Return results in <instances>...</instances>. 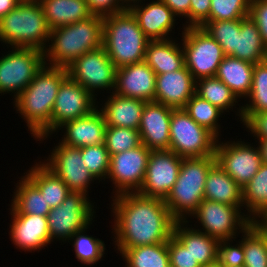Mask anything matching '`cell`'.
<instances>
[{
  "instance_id": "obj_34",
  "label": "cell",
  "mask_w": 267,
  "mask_h": 267,
  "mask_svg": "<svg viewBox=\"0 0 267 267\" xmlns=\"http://www.w3.org/2000/svg\"><path fill=\"white\" fill-rule=\"evenodd\" d=\"M114 249L125 262L124 267H170L168 243Z\"/></svg>"
},
{
  "instance_id": "obj_37",
  "label": "cell",
  "mask_w": 267,
  "mask_h": 267,
  "mask_svg": "<svg viewBox=\"0 0 267 267\" xmlns=\"http://www.w3.org/2000/svg\"><path fill=\"white\" fill-rule=\"evenodd\" d=\"M245 214L252 220L267 208V164L242 188ZM247 211V212H246Z\"/></svg>"
},
{
  "instance_id": "obj_18",
  "label": "cell",
  "mask_w": 267,
  "mask_h": 267,
  "mask_svg": "<svg viewBox=\"0 0 267 267\" xmlns=\"http://www.w3.org/2000/svg\"><path fill=\"white\" fill-rule=\"evenodd\" d=\"M9 213L11 216V223L8 226L9 239L15 245V249L25 253H35L53 244L50 241L46 216L13 214L11 211Z\"/></svg>"
},
{
  "instance_id": "obj_22",
  "label": "cell",
  "mask_w": 267,
  "mask_h": 267,
  "mask_svg": "<svg viewBox=\"0 0 267 267\" xmlns=\"http://www.w3.org/2000/svg\"><path fill=\"white\" fill-rule=\"evenodd\" d=\"M156 74L143 61L117 68L114 93L143 101H154Z\"/></svg>"
},
{
  "instance_id": "obj_48",
  "label": "cell",
  "mask_w": 267,
  "mask_h": 267,
  "mask_svg": "<svg viewBox=\"0 0 267 267\" xmlns=\"http://www.w3.org/2000/svg\"><path fill=\"white\" fill-rule=\"evenodd\" d=\"M92 15L102 18L126 10L119 0H86Z\"/></svg>"
},
{
  "instance_id": "obj_39",
  "label": "cell",
  "mask_w": 267,
  "mask_h": 267,
  "mask_svg": "<svg viewBox=\"0 0 267 267\" xmlns=\"http://www.w3.org/2000/svg\"><path fill=\"white\" fill-rule=\"evenodd\" d=\"M244 267H267V241L252 223L243 231Z\"/></svg>"
},
{
  "instance_id": "obj_50",
  "label": "cell",
  "mask_w": 267,
  "mask_h": 267,
  "mask_svg": "<svg viewBox=\"0 0 267 267\" xmlns=\"http://www.w3.org/2000/svg\"><path fill=\"white\" fill-rule=\"evenodd\" d=\"M166 6L174 13L179 19L185 21L181 27H190V4L191 0H162Z\"/></svg>"
},
{
  "instance_id": "obj_7",
  "label": "cell",
  "mask_w": 267,
  "mask_h": 267,
  "mask_svg": "<svg viewBox=\"0 0 267 267\" xmlns=\"http://www.w3.org/2000/svg\"><path fill=\"white\" fill-rule=\"evenodd\" d=\"M194 218L197 221L193 220ZM189 219L195 222L193 228L218 241L238 238L252 221L241 206H230L205 199Z\"/></svg>"
},
{
  "instance_id": "obj_36",
  "label": "cell",
  "mask_w": 267,
  "mask_h": 267,
  "mask_svg": "<svg viewBox=\"0 0 267 267\" xmlns=\"http://www.w3.org/2000/svg\"><path fill=\"white\" fill-rule=\"evenodd\" d=\"M183 109L197 124L205 127L217 139L223 138L220 132L224 133V130L221 128L220 120L226 113L218 107L194 94Z\"/></svg>"
},
{
  "instance_id": "obj_29",
  "label": "cell",
  "mask_w": 267,
  "mask_h": 267,
  "mask_svg": "<svg viewBox=\"0 0 267 267\" xmlns=\"http://www.w3.org/2000/svg\"><path fill=\"white\" fill-rule=\"evenodd\" d=\"M39 3L50 30L92 16L86 0H39Z\"/></svg>"
},
{
  "instance_id": "obj_4",
  "label": "cell",
  "mask_w": 267,
  "mask_h": 267,
  "mask_svg": "<svg viewBox=\"0 0 267 267\" xmlns=\"http://www.w3.org/2000/svg\"><path fill=\"white\" fill-rule=\"evenodd\" d=\"M149 41L130 10L103 18L102 47L116 68L143 62Z\"/></svg>"
},
{
  "instance_id": "obj_40",
  "label": "cell",
  "mask_w": 267,
  "mask_h": 267,
  "mask_svg": "<svg viewBox=\"0 0 267 267\" xmlns=\"http://www.w3.org/2000/svg\"><path fill=\"white\" fill-rule=\"evenodd\" d=\"M202 27L222 47L225 56L235 51L236 33H240L241 19L204 22Z\"/></svg>"
},
{
  "instance_id": "obj_2",
  "label": "cell",
  "mask_w": 267,
  "mask_h": 267,
  "mask_svg": "<svg viewBox=\"0 0 267 267\" xmlns=\"http://www.w3.org/2000/svg\"><path fill=\"white\" fill-rule=\"evenodd\" d=\"M68 77L67 68L44 64L30 84L12 101L31 137L50 135L52 109L61 83Z\"/></svg>"
},
{
  "instance_id": "obj_14",
  "label": "cell",
  "mask_w": 267,
  "mask_h": 267,
  "mask_svg": "<svg viewBox=\"0 0 267 267\" xmlns=\"http://www.w3.org/2000/svg\"><path fill=\"white\" fill-rule=\"evenodd\" d=\"M48 157L40 161L55 175L65 182L72 192H82L89 196L92 183H99L84 165L81 148L64 145L60 141L54 143ZM47 158V159H46ZM91 185V187H90Z\"/></svg>"
},
{
  "instance_id": "obj_17",
  "label": "cell",
  "mask_w": 267,
  "mask_h": 267,
  "mask_svg": "<svg viewBox=\"0 0 267 267\" xmlns=\"http://www.w3.org/2000/svg\"><path fill=\"white\" fill-rule=\"evenodd\" d=\"M182 158L172 150H151L138 194L165 200L177 181Z\"/></svg>"
},
{
  "instance_id": "obj_45",
  "label": "cell",
  "mask_w": 267,
  "mask_h": 267,
  "mask_svg": "<svg viewBox=\"0 0 267 267\" xmlns=\"http://www.w3.org/2000/svg\"><path fill=\"white\" fill-rule=\"evenodd\" d=\"M170 267H202L174 235L168 241Z\"/></svg>"
},
{
  "instance_id": "obj_30",
  "label": "cell",
  "mask_w": 267,
  "mask_h": 267,
  "mask_svg": "<svg viewBox=\"0 0 267 267\" xmlns=\"http://www.w3.org/2000/svg\"><path fill=\"white\" fill-rule=\"evenodd\" d=\"M14 184L9 209L13 214L48 216L50 208L38 187L24 174Z\"/></svg>"
},
{
  "instance_id": "obj_44",
  "label": "cell",
  "mask_w": 267,
  "mask_h": 267,
  "mask_svg": "<svg viewBox=\"0 0 267 267\" xmlns=\"http://www.w3.org/2000/svg\"><path fill=\"white\" fill-rule=\"evenodd\" d=\"M239 238L238 240L234 238L219 241L217 254L218 267L244 266L243 232Z\"/></svg>"
},
{
  "instance_id": "obj_35",
  "label": "cell",
  "mask_w": 267,
  "mask_h": 267,
  "mask_svg": "<svg viewBox=\"0 0 267 267\" xmlns=\"http://www.w3.org/2000/svg\"><path fill=\"white\" fill-rule=\"evenodd\" d=\"M92 224L93 222L84 229L77 231L68 241L73 246L77 261L83 266L89 265V267L97 264L107 255L105 254L107 249L105 242L96 236L89 235Z\"/></svg>"
},
{
  "instance_id": "obj_53",
  "label": "cell",
  "mask_w": 267,
  "mask_h": 267,
  "mask_svg": "<svg viewBox=\"0 0 267 267\" xmlns=\"http://www.w3.org/2000/svg\"><path fill=\"white\" fill-rule=\"evenodd\" d=\"M253 142H256L260 149L262 163L267 164V139Z\"/></svg>"
},
{
  "instance_id": "obj_31",
  "label": "cell",
  "mask_w": 267,
  "mask_h": 267,
  "mask_svg": "<svg viewBox=\"0 0 267 267\" xmlns=\"http://www.w3.org/2000/svg\"><path fill=\"white\" fill-rule=\"evenodd\" d=\"M231 56L254 65L263 62L267 56L260 30L250 16L241 19L240 33H236L235 51Z\"/></svg>"
},
{
  "instance_id": "obj_5",
  "label": "cell",
  "mask_w": 267,
  "mask_h": 267,
  "mask_svg": "<svg viewBox=\"0 0 267 267\" xmlns=\"http://www.w3.org/2000/svg\"><path fill=\"white\" fill-rule=\"evenodd\" d=\"M216 164L215 156L182 158L177 181L164 200L176 221H189L204 199L209 170Z\"/></svg>"
},
{
  "instance_id": "obj_26",
  "label": "cell",
  "mask_w": 267,
  "mask_h": 267,
  "mask_svg": "<svg viewBox=\"0 0 267 267\" xmlns=\"http://www.w3.org/2000/svg\"><path fill=\"white\" fill-rule=\"evenodd\" d=\"M144 62L156 75L182 69L185 66V55L180 37L149 41Z\"/></svg>"
},
{
  "instance_id": "obj_32",
  "label": "cell",
  "mask_w": 267,
  "mask_h": 267,
  "mask_svg": "<svg viewBox=\"0 0 267 267\" xmlns=\"http://www.w3.org/2000/svg\"><path fill=\"white\" fill-rule=\"evenodd\" d=\"M195 94L218 107L224 113L234 112L235 120L241 122L242 103L232 93L231 89L216 77L201 78L196 81ZM237 103V104H236ZM238 105V107H237ZM230 110V111H229Z\"/></svg>"
},
{
  "instance_id": "obj_55",
  "label": "cell",
  "mask_w": 267,
  "mask_h": 267,
  "mask_svg": "<svg viewBox=\"0 0 267 267\" xmlns=\"http://www.w3.org/2000/svg\"><path fill=\"white\" fill-rule=\"evenodd\" d=\"M18 4H24V3H34L39 0H15Z\"/></svg>"
},
{
  "instance_id": "obj_33",
  "label": "cell",
  "mask_w": 267,
  "mask_h": 267,
  "mask_svg": "<svg viewBox=\"0 0 267 267\" xmlns=\"http://www.w3.org/2000/svg\"><path fill=\"white\" fill-rule=\"evenodd\" d=\"M38 160L24 174L38 187L49 208H56L65 200L70 190L63 180Z\"/></svg>"
},
{
  "instance_id": "obj_42",
  "label": "cell",
  "mask_w": 267,
  "mask_h": 267,
  "mask_svg": "<svg viewBox=\"0 0 267 267\" xmlns=\"http://www.w3.org/2000/svg\"><path fill=\"white\" fill-rule=\"evenodd\" d=\"M81 155L84 165L93 177L99 183L105 182L110 169V155L105 144L82 147Z\"/></svg>"
},
{
  "instance_id": "obj_41",
  "label": "cell",
  "mask_w": 267,
  "mask_h": 267,
  "mask_svg": "<svg viewBox=\"0 0 267 267\" xmlns=\"http://www.w3.org/2000/svg\"><path fill=\"white\" fill-rule=\"evenodd\" d=\"M109 155L131 150L142 144L138 130L126 127L107 126L104 140Z\"/></svg>"
},
{
  "instance_id": "obj_11",
  "label": "cell",
  "mask_w": 267,
  "mask_h": 267,
  "mask_svg": "<svg viewBox=\"0 0 267 267\" xmlns=\"http://www.w3.org/2000/svg\"><path fill=\"white\" fill-rule=\"evenodd\" d=\"M181 45L185 67L197 81L215 77L218 66L225 57L222 47L202 27H182Z\"/></svg>"
},
{
  "instance_id": "obj_54",
  "label": "cell",
  "mask_w": 267,
  "mask_h": 267,
  "mask_svg": "<svg viewBox=\"0 0 267 267\" xmlns=\"http://www.w3.org/2000/svg\"><path fill=\"white\" fill-rule=\"evenodd\" d=\"M120 4L127 10H129L133 5L139 4L144 0H119Z\"/></svg>"
},
{
  "instance_id": "obj_28",
  "label": "cell",
  "mask_w": 267,
  "mask_h": 267,
  "mask_svg": "<svg viewBox=\"0 0 267 267\" xmlns=\"http://www.w3.org/2000/svg\"><path fill=\"white\" fill-rule=\"evenodd\" d=\"M204 199L244 209L242 188L217 163L207 175Z\"/></svg>"
},
{
  "instance_id": "obj_8",
  "label": "cell",
  "mask_w": 267,
  "mask_h": 267,
  "mask_svg": "<svg viewBox=\"0 0 267 267\" xmlns=\"http://www.w3.org/2000/svg\"><path fill=\"white\" fill-rule=\"evenodd\" d=\"M89 196L82 192H72L47 216L50 241L66 244L77 232L95 221L96 209ZM94 219V220H93Z\"/></svg>"
},
{
  "instance_id": "obj_16",
  "label": "cell",
  "mask_w": 267,
  "mask_h": 267,
  "mask_svg": "<svg viewBox=\"0 0 267 267\" xmlns=\"http://www.w3.org/2000/svg\"><path fill=\"white\" fill-rule=\"evenodd\" d=\"M97 99L69 76L61 83L51 114L50 135L35 142L43 144L67 121L89 115L97 108ZM41 141V142H40Z\"/></svg>"
},
{
  "instance_id": "obj_38",
  "label": "cell",
  "mask_w": 267,
  "mask_h": 267,
  "mask_svg": "<svg viewBox=\"0 0 267 267\" xmlns=\"http://www.w3.org/2000/svg\"><path fill=\"white\" fill-rule=\"evenodd\" d=\"M242 102V114L267 112V63L254 65L250 94Z\"/></svg>"
},
{
  "instance_id": "obj_52",
  "label": "cell",
  "mask_w": 267,
  "mask_h": 267,
  "mask_svg": "<svg viewBox=\"0 0 267 267\" xmlns=\"http://www.w3.org/2000/svg\"><path fill=\"white\" fill-rule=\"evenodd\" d=\"M15 0H0V20L17 6Z\"/></svg>"
},
{
  "instance_id": "obj_3",
  "label": "cell",
  "mask_w": 267,
  "mask_h": 267,
  "mask_svg": "<svg viewBox=\"0 0 267 267\" xmlns=\"http://www.w3.org/2000/svg\"><path fill=\"white\" fill-rule=\"evenodd\" d=\"M103 38V18L88 19L51 30L44 50V63L67 68L83 54L100 49Z\"/></svg>"
},
{
  "instance_id": "obj_43",
  "label": "cell",
  "mask_w": 267,
  "mask_h": 267,
  "mask_svg": "<svg viewBox=\"0 0 267 267\" xmlns=\"http://www.w3.org/2000/svg\"><path fill=\"white\" fill-rule=\"evenodd\" d=\"M251 0H211L209 21L243 19L250 14Z\"/></svg>"
},
{
  "instance_id": "obj_19",
  "label": "cell",
  "mask_w": 267,
  "mask_h": 267,
  "mask_svg": "<svg viewBox=\"0 0 267 267\" xmlns=\"http://www.w3.org/2000/svg\"><path fill=\"white\" fill-rule=\"evenodd\" d=\"M146 1L133 5L129 9L145 36L150 41L174 38L175 26L179 23L178 18L162 0Z\"/></svg>"
},
{
  "instance_id": "obj_25",
  "label": "cell",
  "mask_w": 267,
  "mask_h": 267,
  "mask_svg": "<svg viewBox=\"0 0 267 267\" xmlns=\"http://www.w3.org/2000/svg\"><path fill=\"white\" fill-rule=\"evenodd\" d=\"M191 220L176 221L173 227V235L187 248L197 259L202 267L217 266V254L219 241L205 233L193 228Z\"/></svg>"
},
{
  "instance_id": "obj_6",
  "label": "cell",
  "mask_w": 267,
  "mask_h": 267,
  "mask_svg": "<svg viewBox=\"0 0 267 267\" xmlns=\"http://www.w3.org/2000/svg\"><path fill=\"white\" fill-rule=\"evenodd\" d=\"M50 32L39 1L17 4L0 20V42L3 48H34L44 52Z\"/></svg>"
},
{
  "instance_id": "obj_51",
  "label": "cell",
  "mask_w": 267,
  "mask_h": 267,
  "mask_svg": "<svg viewBox=\"0 0 267 267\" xmlns=\"http://www.w3.org/2000/svg\"><path fill=\"white\" fill-rule=\"evenodd\" d=\"M251 223L265 236H267V208L262 210Z\"/></svg>"
},
{
  "instance_id": "obj_21",
  "label": "cell",
  "mask_w": 267,
  "mask_h": 267,
  "mask_svg": "<svg viewBox=\"0 0 267 267\" xmlns=\"http://www.w3.org/2000/svg\"><path fill=\"white\" fill-rule=\"evenodd\" d=\"M106 122L102 112L96 108L89 115L67 121L54 133L60 134L59 141L70 147L82 148L91 145H102L105 140ZM56 134V135H55Z\"/></svg>"
},
{
  "instance_id": "obj_47",
  "label": "cell",
  "mask_w": 267,
  "mask_h": 267,
  "mask_svg": "<svg viewBox=\"0 0 267 267\" xmlns=\"http://www.w3.org/2000/svg\"><path fill=\"white\" fill-rule=\"evenodd\" d=\"M249 16L256 22L267 47V0H251Z\"/></svg>"
},
{
  "instance_id": "obj_13",
  "label": "cell",
  "mask_w": 267,
  "mask_h": 267,
  "mask_svg": "<svg viewBox=\"0 0 267 267\" xmlns=\"http://www.w3.org/2000/svg\"><path fill=\"white\" fill-rule=\"evenodd\" d=\"M117 68L101 47L87 52L67 67L68 76L88 90L96 99L114 92ZM103 91V92H102Z\"/></svg>"
},
{
  "instance_id": "obj_9",
  "label": "cell",
  "mask_w": 267,
  "mask_h": 267,
  "mask_svg": "<svg viewBox=\"0 0 267 267\" xmlns=\"http://www.w3.org/2000/svg\"><path fill=\"white\" fill-rule=\"evenodd\" d=\"M0 56V96L14 100L44 66V52L34 48L6 47Z\"/></svg>"
},
{
  "instance_id": "obj_20",
  "label": "cell",
  "mask_w": 267,
  "mask_h": 267,
  "mask_svg": "<svg viewBox=\"0 0 267 267\" xmlns=\"http://www.w3.org/2000/svg\"><path fill=\"white\" fill-rule=\"evenodd\" d=\"M172 110L156 101L146 102L138 131L142 144L150 150H169Z\"/></svg>"
},
{
  "instance_id": "obj_24",
  "label": "cell",
  "mask_w": 267,
  "mask_h": 267,
  "mask_svg": "<svg viewBox=\"0 0 267 267\" xmlns=\"http://www.w3.org/2000/svg\"><path fill=\"white\" fill-rule=\"evenodd\" d=\"M97 99V108L102 112L107 126L139 129L141 116L147 101L120 96L114 92Z\"/></svg>"
},
{
  "instance_id": "obj_15",
  "label": "cell",
  "mask_w": 267,
  "mask_h": 267,
  "mask_svg": "<svg viewBox=\"0 0 267 267\" xmlns=\"http://www.w3.org/2000/svg\"><path fill=\"white\" fill-rule=\"evenodd\" d=\"M151 150L141 144L131 150L110 156V169L105 184L112 183L111 196L140 190Z\"/></svg>"
},
{
  "instance_id": "obj_49",
  "label": "cell",
  "mask_w": 267,
  "mask_h": 267,
  "mask_svg": "<svg viewBox=\"0 0 267 267\" xmlns=\"http://www.w3.org/2000/svg\"><path fill=\"white\" fill-rule=\"evenodd\" d=\"M211 0H191L190 27H200L208 18Z\"/></svg>"
},
{
  "instance_id": "obj_23",
  "label": "cell",
  "mask_w": 267,
  "mask_h": 267,
  "mask_svg": "<svg viewBox=\"0 0 267 267\" xmlns=\"http://www.w3.org/2000/svg\"><path fill=\"white\" fill-rule=\"evenodd\" d=\"M196 80L184 66L174 72L156 75L155 100L173 109L184 108L195 94Z\"/></svg>"
},
{
  "instance_id": "obj_10",
  "label": "cell",
  "mask_w": 267,
  "mask_h": 267,
  "mask_svg": "<svg viewBox=\"0 0 267 267\" xmlns=\"http://www.w3.org/2000/svg\"><path fill=\"white\" fill-rule=\"evenodd\" d=\"M217 138L197 124L183 109H173L170 118V148L181 158L215 156Z\"/></svg>"
},
{
  "instance_id": "obj_12",
  "label": "cell",
  "mask_w": 267,
  "mask_h": 267,
  "mask_svg": "<svg viewBox=\"0 0 267 267\" xmlns=\"http://www.w3.org/2000/svg\"><path fill=\"white\" fill-rule=\"evenodd\" d=\"M237 137L233 141L217 139L214 155L216 163L243 188L258 172L262 158L256 142Z\"/></svg>"
},
{
  "instance_id": "obj_27",
  "label": "cell",
  "mask_w": 267,
  "mask_h": 267,
  "mask_svg": "<svg viewBox=\"0 0 267 267\" xmlns=\"http://www.w3.org/2000/svg\"><path fill=\"white\" fill-rule=\"evenodd\" d=\"M254 64L232 56H225L215 77L224 82L242 103L250 94Z\"/></svg>"
},
{
  "instance_id": "obj_1",
  "label": "cell",
  "mask_w": 267,
  "mask_h": 267,
  "mask_svg": "<svg viewBox=\"0 0 267 267\" xmlns=\"http://www.w3.org/2000/svg\"><path fill=\"white\" fill-rule=\"evenodd\" d=\"M110 198L113 248L168 243L176 220L164 200L144 197L137 192Z\"/></svg>"
},
{
  "instance_id": "obj_46",
  "label": "cell",
  "mask_w": 267,
  "mask_h": 267,
  "mask_svg": "<svg viewBox=\"0 0 267 267\" xmlns=\"http://www.w3.org/2000/svg\"><path fill=\"white\" fill-rule=\"evenodd\" d=\"M241 124L254 141L267 139V112L242 114Z\"/></svg>"
}]
</instances>
